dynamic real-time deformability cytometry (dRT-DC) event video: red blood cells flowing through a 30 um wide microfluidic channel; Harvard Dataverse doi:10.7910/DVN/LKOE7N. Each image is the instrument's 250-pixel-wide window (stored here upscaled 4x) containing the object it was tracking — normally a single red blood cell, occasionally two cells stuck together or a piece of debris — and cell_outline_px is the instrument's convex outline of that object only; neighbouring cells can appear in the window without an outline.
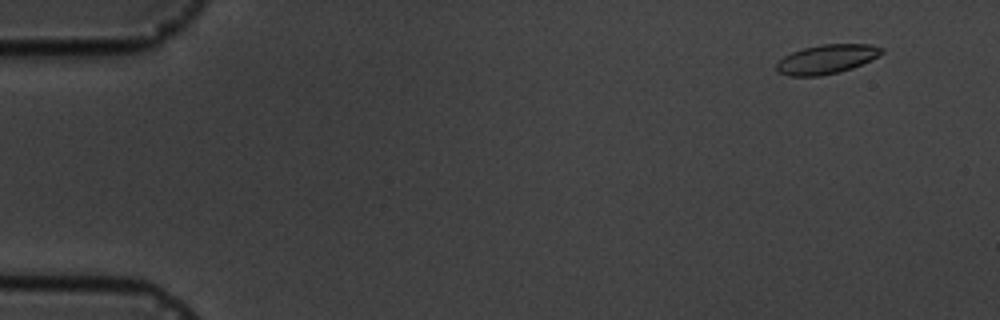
{"species": "common noctule bat (a hibernating species)", "species_latin": "Nyctalus noctula", "temperature_condition": "cold", "stored_images_in_passage": 4, "segment_of_instrument_passage": [2, 2], "camera_frame_rate_fps": 3000, "um_per_image_px": 0.085, "animal": {"sex": "male", "body_mass_g": 19.5, "forearm_length_mm": 54.6}, "frame": {"image": 1, "passage_image": 4, "time_ms": 4.333, "image_size_px": [1000, 320], "cell_outline_px": [[884, 52], [880, 56], [852, 68], [840, 72], [820, 76], [788, 76], [776, 72], [776, 64], [784, 56], [792, 52], [804, 48], [820, 44], [872, 44], [884, 48]], "centroid_in_image_um": [70.28, 5.03], "position_along_channel_um": 14.7, "area_um2": 18.09}}